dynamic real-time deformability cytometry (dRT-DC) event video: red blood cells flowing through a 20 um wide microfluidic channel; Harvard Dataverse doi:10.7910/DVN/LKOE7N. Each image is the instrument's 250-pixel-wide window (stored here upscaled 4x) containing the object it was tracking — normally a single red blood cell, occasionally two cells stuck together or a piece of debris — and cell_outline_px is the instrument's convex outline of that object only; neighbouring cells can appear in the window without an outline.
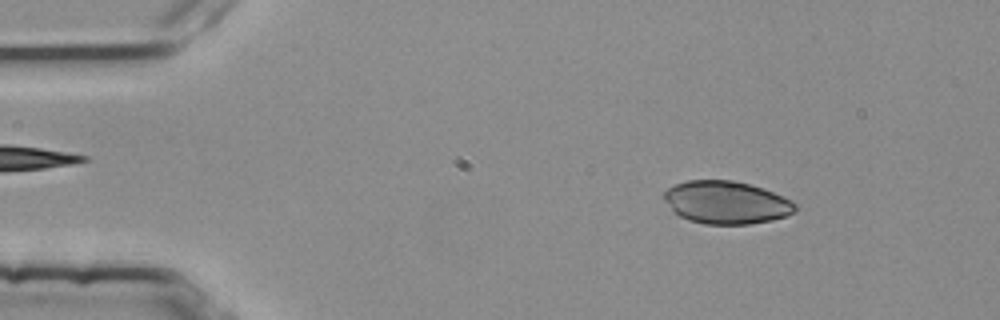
{"species": "common noctule bat (a hibernating species)", "species_latin": "Nyctalus noctula", "temperature_condition": "room temperature", "stored_images_in_passage": 52, "camera_frame_rate_fps": 3000, "um_per_image_px": 0.085, "animal": {"sex": "female", "body_mass_g": 25.1}, "frame": {"image": 1, "passage_image": 7, "time_ms": 2.0, "image_size_px": [1000, 320], "cell_outline_px": [[796, 212], [788, 216], [772, 220], [748, 224], [704, 224], [688, 220], [672, 212], [664, 200], [664, 192], [668, 188], [676, 184], [688, 180], [728, 180], [748, 184], [772, 192], [792, 200], [796, 204]], "centroid_in_image_um": [61.72, 17.22], "position_along_channel_um": 23.3, "area_um2": 32.71}}
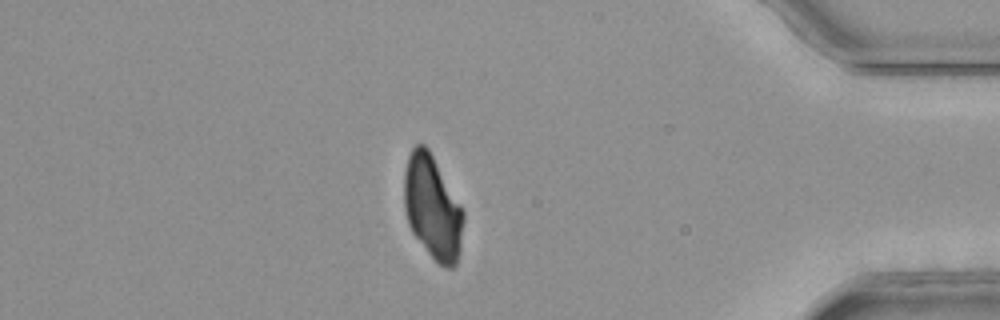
{"frame": {"image": 2, "passage_image": 46, "time_ms": 15.0, "image_size_px": [1000, 320], "cell_outline_px": [[464, 220], [460, 252], [456, 264], [452, 268], [444, 268], [428, 252], [412, 232], [408, 224], [404, 208], [404, 172], [408, 156], [412, 148], [416, 144], [424, 144], [428, 148], [464, 212]], "centroid_in_image_um": [36.75, 17.65], "position_along_channel_um": 398.4, "area_um2": 35.6}}